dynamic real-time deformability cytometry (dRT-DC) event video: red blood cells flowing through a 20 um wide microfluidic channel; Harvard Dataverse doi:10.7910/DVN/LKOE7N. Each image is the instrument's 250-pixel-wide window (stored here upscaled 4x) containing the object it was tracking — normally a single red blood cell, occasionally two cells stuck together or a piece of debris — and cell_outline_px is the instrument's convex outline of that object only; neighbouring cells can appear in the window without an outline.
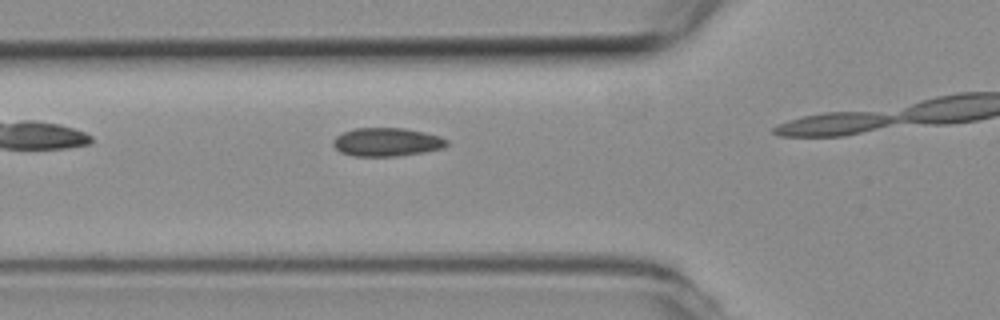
{"species": "common noctule bat (a hibernating species)", "species_latin": "Nyctalus noctula", "temperature_condition": "room temperature", "stored_images_in_passage": 13, "camera_frame_rate_fps": 3000, "um_per_image_px": 0.085, "animal": {"sex": "female", "body_mass_g": 19.3, "forearm_length_mm": 54.1}, "frame": {"image": 1, "passage_image": 3, "time_ms": 0.667, "image_size_px": [1000, 320], "cell_outline_px": [[448, 144], [444, 148], [424, 152], [396, 156], [352, 156], [340, 152], [332, 144], [332, 140], [336, 136], [344, 132], [356, 128], [404, 128], [424, 132], [440, 136], [448, 140]], "centroid_in_image_um": [32.88, 12.08], "position_along_channel_um": 92.9, "area_um2": 18.9}}
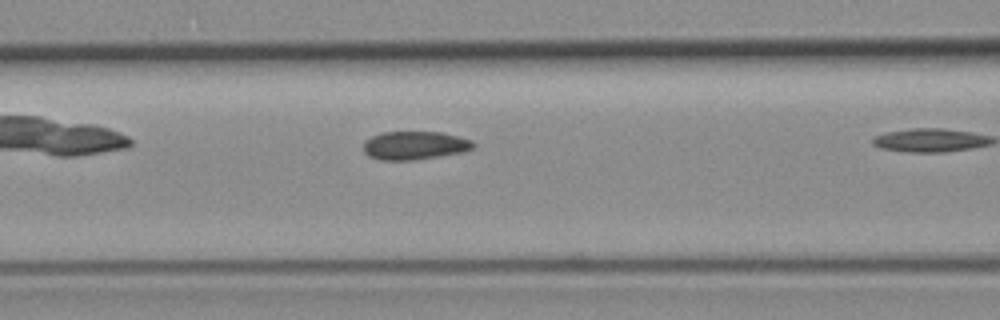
{"frame": {"image": 2, "passage_image": 6, "time_ms": 1.667, "image_size_px": [1000, 320], "cell_outline_px": [[476, 144], [472, 148], [464, 152], [416, 160], [380, 160], [368, 156], [364, 152], [364, 140], [372, 136], [384, 132], [440, 132], [472, 140]], "centroid_in_image_um": [35.24, 12.37], "position_along_channel_um": 131.4, "area_um2": 18.21}}